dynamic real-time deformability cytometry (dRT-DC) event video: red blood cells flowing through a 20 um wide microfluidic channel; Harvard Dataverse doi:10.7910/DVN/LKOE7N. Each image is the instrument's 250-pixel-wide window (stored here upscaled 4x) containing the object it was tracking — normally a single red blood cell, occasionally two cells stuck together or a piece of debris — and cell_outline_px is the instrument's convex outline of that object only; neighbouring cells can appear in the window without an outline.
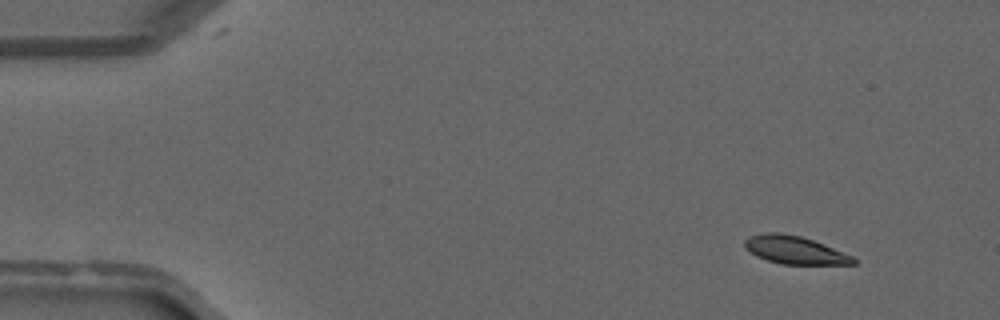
{"species": "common noctule bat (a hibernating species)", "species_latin": "Nyctalus noctula", "temperature_condition": "warm", "stored_images_in_passage": 41, "camera_frame_rate_fps": 3000, "um_per_image_px": 0.085, "animal": {"sex": "male", "forearm_length_mm": 52.5}, "frame": {"image": 1, "passage_image": 4, "time_ms": 1.0, "image_size_px": [1000, 320], "cell_outline_px": [[856, 264], [780, 264], [756, 256], [744, 248], [744, 240], [748, 236], [764, 232], [780, 232], [800, 236], [824, 244], [852, 256], [856, 260]], "centroid_in_image_um": [67.5, 21.24], "position_along_channel_um": 17.5, "area_um2": 17.69}}
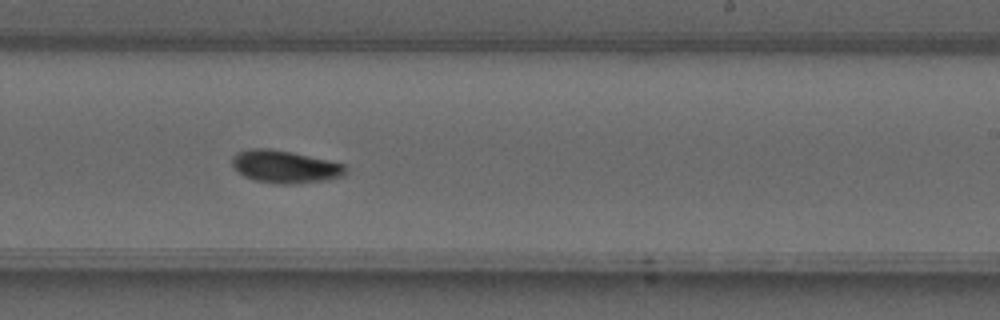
{"frame": {"image": 2, "passage_image": 25, "time_ms": 8.0, "image_size_px": [1000, 320], "cell_outline_px": [[348, 172], [344, 176], [328, 180], [296, 184], [276, 184], [256, 180], [244, 176], [232, 164], [232, 156], [240, 152], [252, 148], [268, 148], [292, 152], [328, 160], [344, 164], [348, 168]], "centroid_in_image_um": [24.29, 14.18], "position_along_channel_um": 264.7, "area_um2": 21.62}}
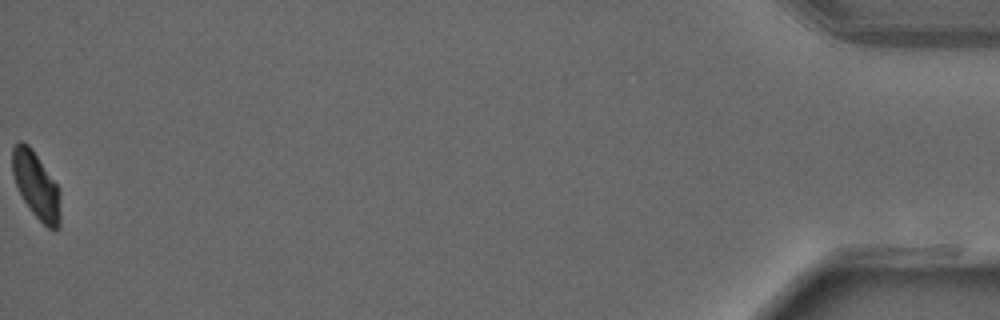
{"frame": {"image": 3, "passage_image": 41, "time_ms": 13.333, "image_size_px": [1000, 320], "cell_outline_px": [[60, 228], [48, 228], [32, 212], [24, 200], [16, 184], [12, 172], [12, 148], [16, 140], [20, 140], [28, 144], [32, 148], [60, 188]], "centroid_in_image_um": [3.08, 15.71], "position_along_channel_um": 432.1, "area_um2": 18.73}}